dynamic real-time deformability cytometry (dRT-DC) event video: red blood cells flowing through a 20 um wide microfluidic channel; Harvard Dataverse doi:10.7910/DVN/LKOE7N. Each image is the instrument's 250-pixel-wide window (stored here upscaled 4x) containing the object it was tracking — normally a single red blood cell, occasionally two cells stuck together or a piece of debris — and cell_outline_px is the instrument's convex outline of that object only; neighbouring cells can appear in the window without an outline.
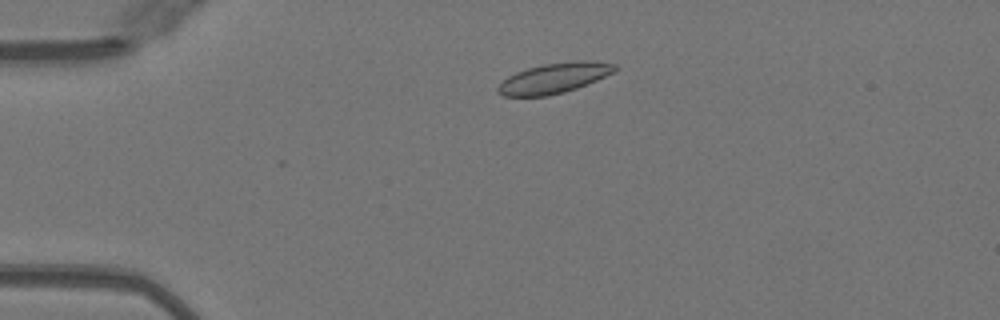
{"species": "Egyptian fruit bat (a non-hibernating species)", "species_latin": "Rousettus aegyptiacus", "temperature_condition": "warm", "stored_images_in_passage": 47, "camera_frame_rate_fps": 3000, "um_per_image_px": 0.085, "animal": {"sex": "female"}, "frame": {"image": 1, "passage_image": 8, "time_ms": 2.333, "image_size_px": [1000, 320], "cell_outline_px": [[616, 68], [612, 72], [596, 80], [576, 88], [564, 92], [548, 96], [504, 96], [496, 92], [496, 88], [508, 76], [516, 72], [528, 68], [544, 64], [572, 60], [588, 60], [616, 64]], "centroid_in_image_um": [47.07, 6.63], "position_along_channel_um": 37.9, "area_um2": 20.46}}
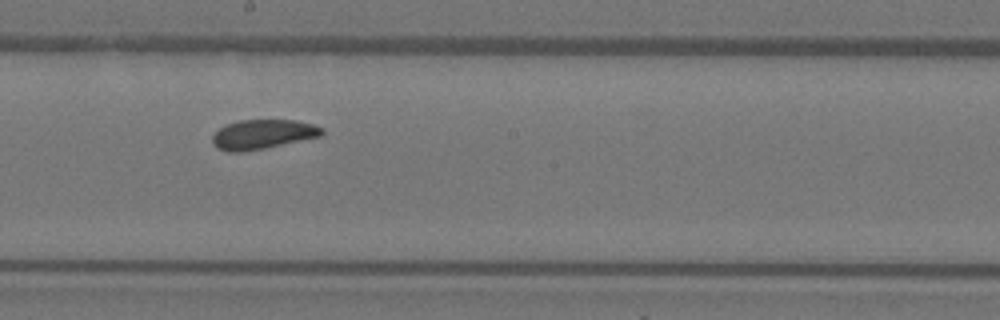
{"frame": {"image": 2, "passage_image": 25, "time_ms": 8.0, "image_size_px": [1000, 320], "cell_outline_px": [[324, 132], [320, 136], [264, 148], [240, 152], [228, 152], [216, 148], [212, 144], [212, 136], [220, 128], [228, 124], [240, 120], [296, 120], [312, 124], [324, 128]], "centroid_in_image_um": [22.31, 11.42], "position_along_channel_um": 225.9, "area_um2": 18.67}}
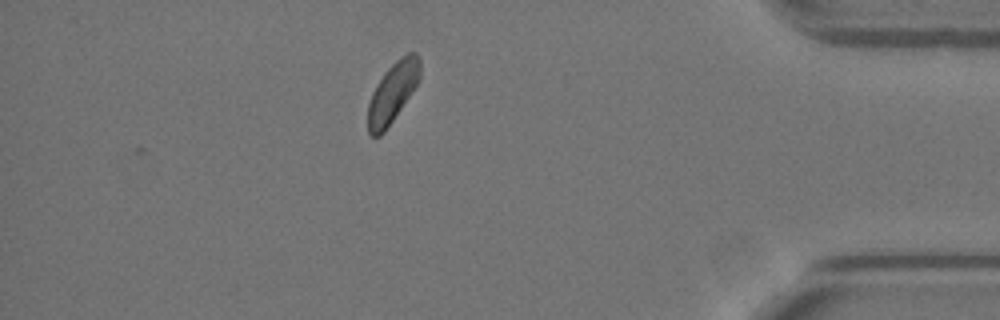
{"frame": {"image": 3, "passage_image": 41, "time_ms": 13.333, "image_size_px": [1000, 320], "cell_outline_px": [[420, 80], [384, 132], [380, 136], [372, 136], [368, 132], [368, 104], [372, 92], [376, 84], [384, 72], [400, 56], [408, 52], [416, 52], [420, 60]], "centroid_in_image_um": [33.37, 7.83], "position_along_channel_um": 401.8, "area_um2": 18.15}, "authors_computed_cell_mechanics": {"area_um2": 19.363, "velocity_mm_per_s": 4.0218, "shape_relaxation_time_tau1_ms": 4.0848, "shape_relaxation_time_tau2_ms": 1.8772, "deformation_change_tau1": 0.0747, "deformation_change_tau2": 0.0475}}